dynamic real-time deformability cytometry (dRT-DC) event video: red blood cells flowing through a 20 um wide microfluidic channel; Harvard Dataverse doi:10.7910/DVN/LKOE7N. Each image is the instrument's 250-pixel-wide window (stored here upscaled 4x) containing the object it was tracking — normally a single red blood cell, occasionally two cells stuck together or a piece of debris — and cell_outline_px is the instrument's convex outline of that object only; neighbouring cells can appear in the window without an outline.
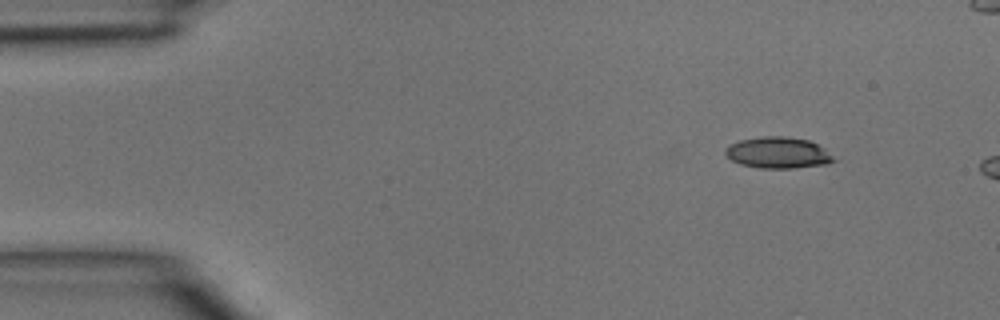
{"species": "common noctule bat (a hibernating species)", "species_latin": "Nyctalus noctula", "temperature_condition": "room temperature", "stored_images_in_passage": 3, "camera_frame_rate_fps": 3000, "um_per_image_px": 0.085, "animal": {"sex": "male", "body_mass_g": 15.6}, "frame": {"image": 1, "passage_image": 1, "time_ms": 0.0, "image_size_px": [1000, 320], "cell_outline_px": [[836, 160], [828, 164], [792, 168], [760, 168], [740, 164], [732, 160], [724, 152], [724, 148], [740, 140], [764, 136], [784, 136], [808, 140], [824, 148]], "centroid_in_image_um": [66.13, 12.98], "position_along_channel_um": 18.9, "area_um2": 19.59}}